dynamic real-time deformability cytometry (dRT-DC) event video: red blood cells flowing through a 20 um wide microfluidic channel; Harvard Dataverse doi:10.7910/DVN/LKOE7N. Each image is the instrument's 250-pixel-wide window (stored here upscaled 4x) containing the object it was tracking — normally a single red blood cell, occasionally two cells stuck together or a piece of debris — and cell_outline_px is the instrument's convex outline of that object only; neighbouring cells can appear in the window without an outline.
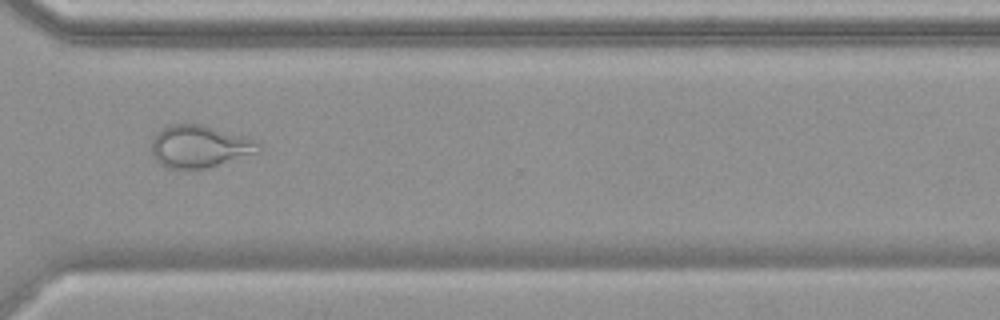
{"species": "common noctule bat (a hibernating species)", "species_latin": "Nyctalus noctula", "temperature_condition": "warm", "stored_images_in_passage": 54, "camera_frame_rate_fps": 3000, "um_per_image_px": 0.085, "animal": {"sex": "female", "body_mass_g": 19.9}, "frame": {"image": 1, "passage_image": 41, "time_ms": 13.333, "image_size_px": [1000, 320], "cell_outline_px": [[260, 152], [208, 168], [168, 168], [160, 164], [152, 156], [152, 140], [160, 128], [168, 124], [200, 124], [248, 136], [256, 140], [260, 144]], "centroid_in_image_um": [16.98, 12.43], "position_along_channel_um": 353.6, "area_um2": 26.65}}
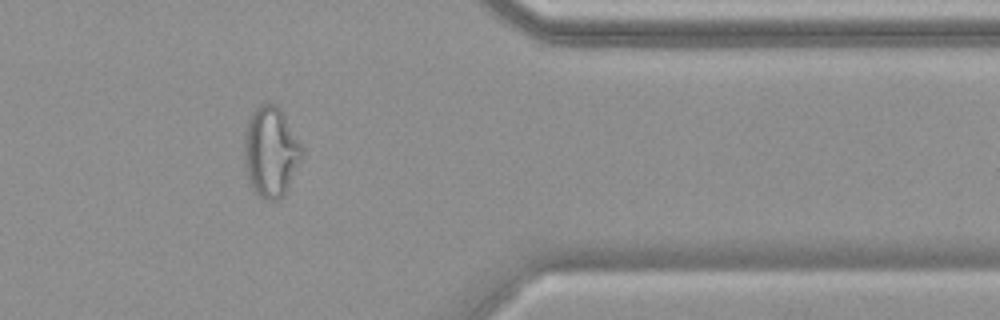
{"frame": {"image": 2, "passage_image": 45, "time_ms": 14.667, "image_size_px": [1000, 320], "cell_outline_px": [[304, 152], [288, 188], [284, 196], [280, 200], [264, 200], [252, 188], [248, 180], [244, 168], [244, 132], [248, 120], [252, 112], [260, 104], [268, 100], [276, 104], [280, 108], [304, 148]], "centroid_in_image_um": [23.01, 12.89], "position_along_channel_um": 388.4, "area_um2": 30.92}}
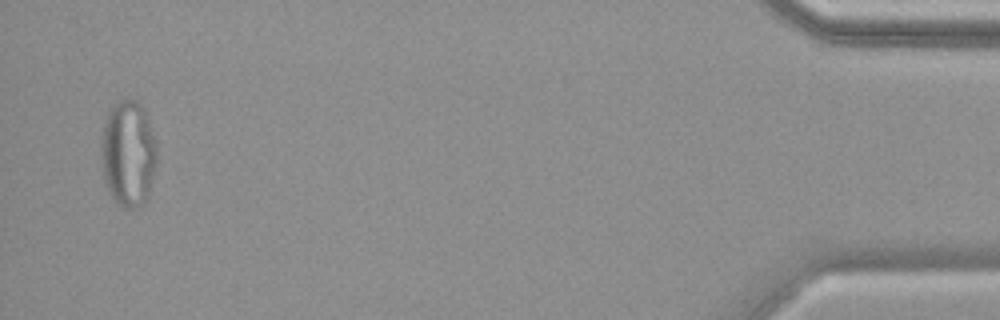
{"frame": {"image": 3, "passage_image": 53, "time_ms": 17.333, "image_size_px": [1000, 320], "cell_outline_px": [[156, 164], [148, 196], [144, 204], [136, 208], [124, 208], [116, 204], [108, 192], [104, 180], [100, 156], [100, 140], [104, 124], [112, 108], [120, 100], [136, 100], [144, 108], [156, 140]], "centroid_in_image_um": [10.89, 13.1], "position_along_channel_um": 424.3, "area_um2": 34.85}}